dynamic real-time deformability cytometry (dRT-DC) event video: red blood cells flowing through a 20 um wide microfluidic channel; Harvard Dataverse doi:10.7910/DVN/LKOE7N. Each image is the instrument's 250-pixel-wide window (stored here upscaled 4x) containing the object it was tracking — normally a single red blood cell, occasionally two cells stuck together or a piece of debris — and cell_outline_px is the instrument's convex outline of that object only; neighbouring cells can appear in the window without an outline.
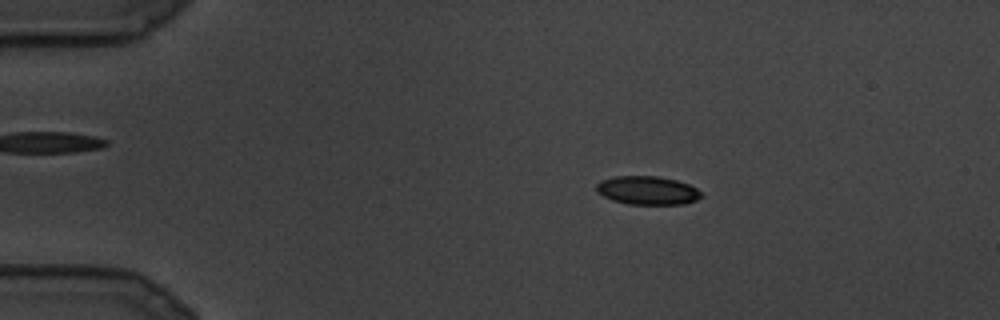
{"species": "common noctule bat (a hibernating species)", "species_latin": "Nyctalus noctula", "temperature_condition": "cold", "stored_images_in_passage": 14, "camera_frame_rate_fps": 3000, "um_per_image_px": 0.085, "animal": {"sex": "male", "body_mass_g": 19.5, "forearm_length_mm": 54.6}, "frame": {"image": 1, "passage_image": 2, "time_ms": 0.333, "image_size_px": [1000, 320], "cell_outline_px": [[704, 196], [696, 200], [684, 204], [628, 204], [612, 200], [596, 192], [596, 184], [600, 180], [612, 176], [656, 176], [676, 180], [688, 184], [696, 188]], "centroid_in_image_um": [55.01, 16.18], "position_along_channel_um": 30.0, "area_um2": 17.51}}
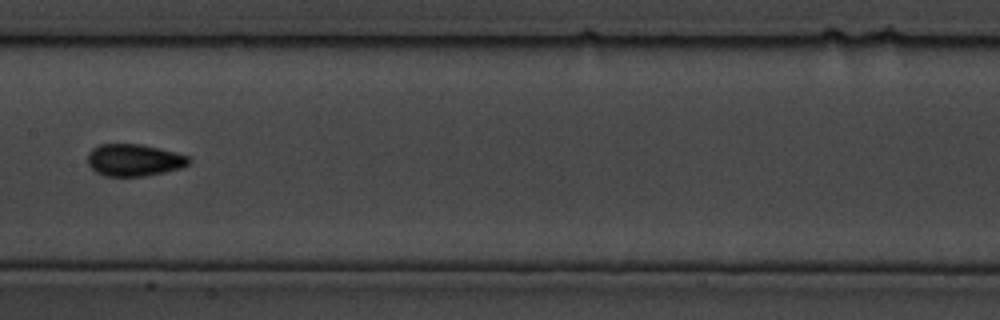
{"frame": {"image": 2, "passage_image": 11, "time_ms": 3.333, "image_size_px": [1000, 320], "cell_outline_px": [[192, 160], [188, 164], [180, 168], [164, 172], [144, 176], [104, 176], [96, 172], [88, 164], [88, 152], [92, 148], [100, 144], [140, 144], [160, 148], [188, 156]], "centroid_in_image_um": [11.38, 13.6], "position_along_channel_um": 196.0, "area_um2": 18.9}}
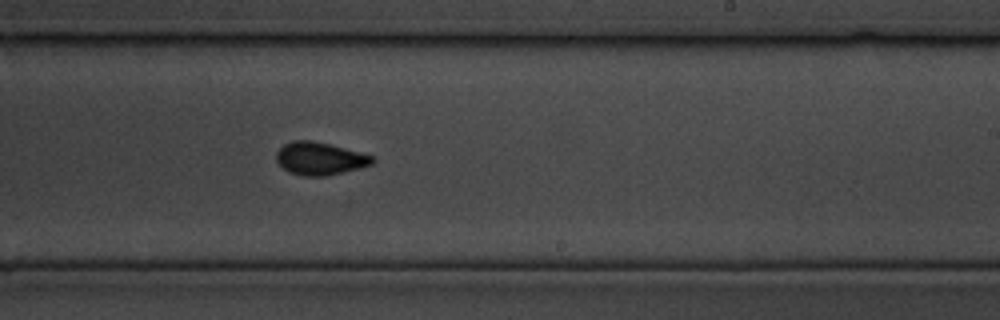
{"frame": {"image": 3, "passage_image": 14, "time_ms": 4.333, "image_size_px": [1000, 320], "cell_outline_px": [[376, 160], [372, 164], [360, 168], [324, 176], [304, 176], [288, 172], [276, 160], [276, 152], [284, 144], [292, 140], [312, 140], [376, 156]], "centroid_in_image_um": [27.2, 13.47], "position_along_channel_um": 261.8, "area_um2": 18.32}}